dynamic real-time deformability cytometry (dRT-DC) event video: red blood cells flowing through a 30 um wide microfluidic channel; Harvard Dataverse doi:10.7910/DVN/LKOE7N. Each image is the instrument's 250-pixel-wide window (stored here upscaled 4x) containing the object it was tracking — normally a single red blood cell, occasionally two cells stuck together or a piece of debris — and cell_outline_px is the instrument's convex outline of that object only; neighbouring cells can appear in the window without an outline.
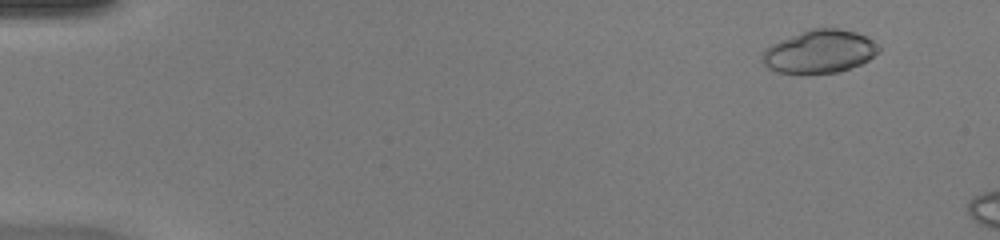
{"species": "common noctule bat (a hibernating species)", "species_latin": "Nyctalus noctula", "temperature_condition": "warm", "stored_images_in_passage": 10, "camera_frame_rate_fps": 3000, "um_per_image_px": 0.085, "animal": {"sex": "female", "body_mass_g": 20.0, "forearm_length_mm": 54.0}, "frame": {"image": 1, "passage_image": 5, "time_ms": 1.333, "image_size_px": [1000, 240], "cell_outline_px": [[880, 52], [868, 60], [860, 64], [836, 72], [776, 72], [768, 68], [760, 60], [760, 56], [764, 48], [772, 44], [808, 28], [840, 28], [856, 32], [880, 44]], "centroid_in_image_um": [69.65, 4.35], "position_along_channel_um": 15.3, "area_um2": 29.13}}